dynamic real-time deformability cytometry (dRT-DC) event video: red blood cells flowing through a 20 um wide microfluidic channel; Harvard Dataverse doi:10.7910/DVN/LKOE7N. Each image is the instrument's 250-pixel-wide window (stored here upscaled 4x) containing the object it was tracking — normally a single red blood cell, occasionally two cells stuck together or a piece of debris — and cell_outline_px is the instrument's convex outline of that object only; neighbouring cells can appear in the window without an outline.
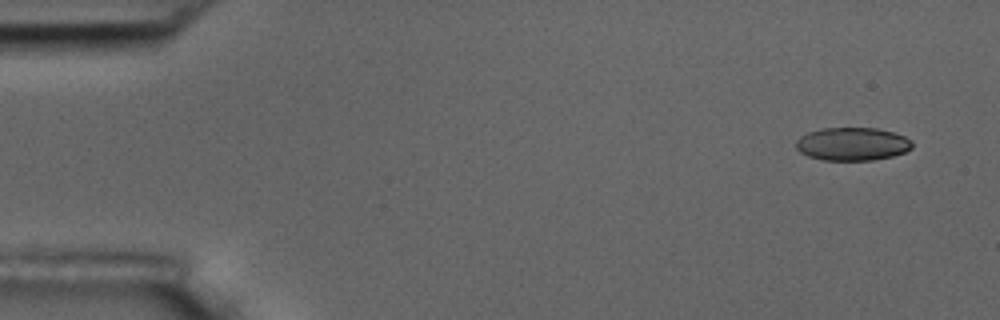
{"species": "common noctule bat (a hibernating species)", "species_latin": "Nyctalus noctula", "temperature_condition": "room temperature", "stored_images_in_passage": 8, "camera_frame_rate_fps": 3000, "um_per_image_px": 0.085, "animal": {"sex": "male", "body_mass_g": 17.5, "forearm_length_mm": 52.3}, "frame": {"image": 1, "passage_image": 1, "time_ms": 0.0, "image_size_px": [1000, 320], "cell_outline_px": [[912, 148], [904, 152], [892, 156], [872, 160], [824, 160], [808, 156], [800, 152], [796, 148], [796, 140], [800, 136], [808, 132], [820, 128], [876, 128], [892, 132], [904, 136], [912, 140]], "centroid_in_image_um": [72.43, 12.23], "position_along_channel_um": 12.6, "area_um2": 22.43}}
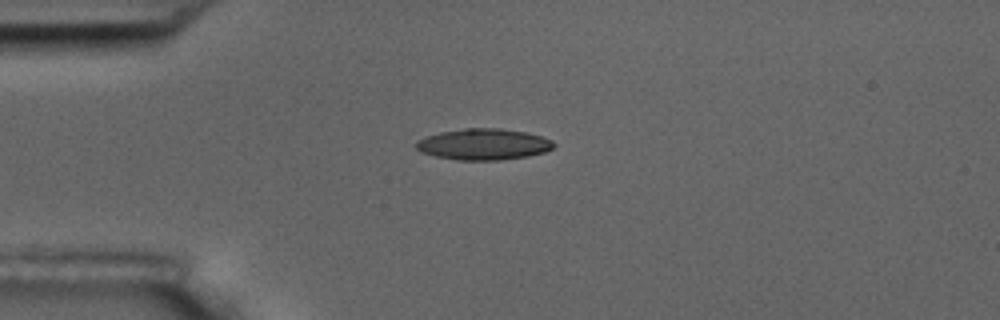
{"frame": {"image": 2, "passage_image": 4, "time_ms": 3.667, "image_size_px": [1000, 320], "cell_outline_px": [[556, 144], [552, 148], [544, 152], [528, 156], [500, 160], [456, 160], [436, 156], [420, 152], [416, 148], [416, 140], [440, 132], [464, 128], [500, 128], [524, 132], [540, 136], [552, 140]], "centroid_in_image_um": [41.09, 12.26], "position_along_channel_um": 43.9, "area_um2": 24.97}}
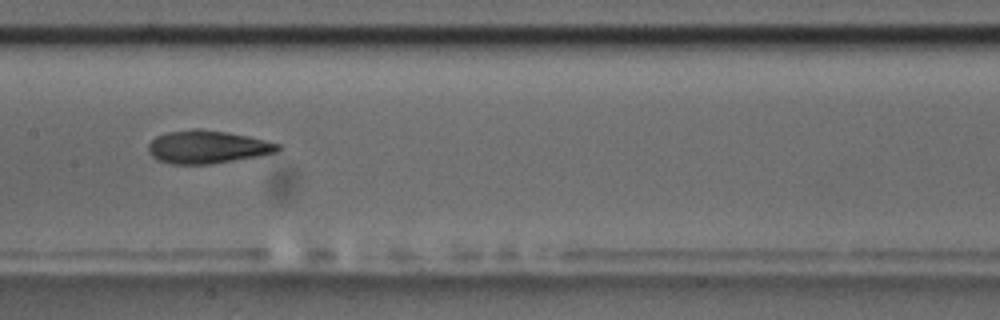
{"frame": {"image": 3, "passage_image": 8, "time_ms": 8.333, "image_size_px": [1000, 320], "cell_outline_px": [[284, 148], [276, 152], [260, 156], [208, 164], [168, 164], [156, 160], [148, 152], [148, 144], [156, 136], [168, 132], [192, 128], [200, 128], [228, 132], [248, 136], [280, 144]], "centroid_in_image_um": [17.62, 12.49], "position_along_channel_um": 189.8, "area_um2": 25.14}}